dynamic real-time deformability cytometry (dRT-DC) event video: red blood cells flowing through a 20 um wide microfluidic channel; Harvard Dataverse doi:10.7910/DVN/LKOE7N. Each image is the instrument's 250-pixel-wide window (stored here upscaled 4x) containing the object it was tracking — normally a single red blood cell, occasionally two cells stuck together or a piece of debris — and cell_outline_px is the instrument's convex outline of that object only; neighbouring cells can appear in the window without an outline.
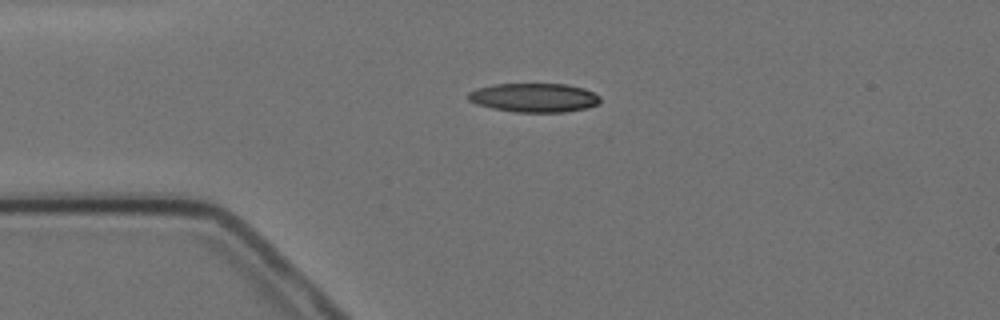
{"species": "Egyptian fruit bat (a non-hibernating species)", "species_latin": "Rousettus aegyptiacus", "temperature_condition": "cold", "stored_images_in_passage": 2, "camera_frame_rate_fps": 3000, "um_per_image_px": 0.085, "animal": {"sex": "female"}, "frame": {"image": 1, "passage_image": 1, "time_ms": 0.0, "image_size_px": [1000, 320], "cell_outline_px": [[600, 104], [588, 108], [564, 112], [516, 112], [492, 108], [476, 104], [468, 100], [468, 92], [476, 88], [492, 84], [568, 84], [584, 88], [600, 96]], "centroid_in_image_um": [45.41, 8.3], "position_along_channel_um": 39.6, "area_um2": 22.48}}